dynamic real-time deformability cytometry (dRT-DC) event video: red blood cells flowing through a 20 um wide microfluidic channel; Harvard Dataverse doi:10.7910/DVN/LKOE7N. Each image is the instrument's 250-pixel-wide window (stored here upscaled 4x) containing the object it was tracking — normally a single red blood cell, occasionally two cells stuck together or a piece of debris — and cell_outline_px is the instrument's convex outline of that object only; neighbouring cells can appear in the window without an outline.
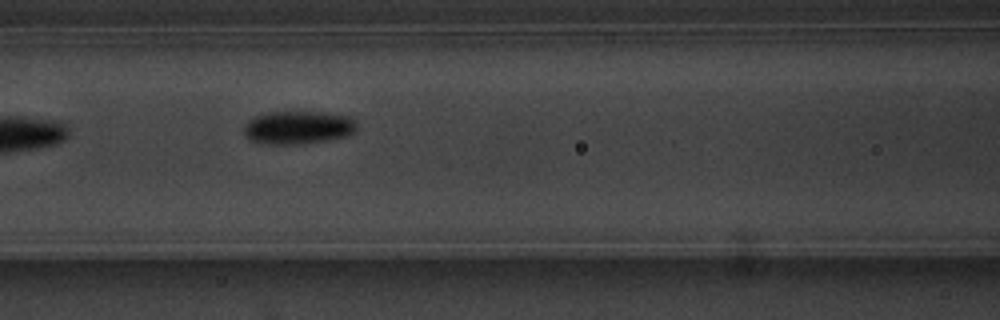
{"species": "common noctule bat (a hibernating species)", "species_latin": "Nyctalus noctula", "temperature_condition": "warm", "stored_images_in_passage": 12, "camera_frame_rate_fps": 3000, "um_per_image_px": 0.085, "animal": {"sex": "male", "body_mass_g": 20.1, "forearm_length_mm": 53.5}, "frame": {"image": 1, "passage_image": 4, "time_ms": 3.333, "image_size_px": [1000, 320], "cell_outline_px": [[356, 132], [344, 136], [324, 140], [296, 144], [264, 144], [252, 140], [244, 136], [244, 124], [248, 120], [256, 116], [272, 112], [320, 112], [348, 116], [356, 120]], "centroid_in_image_um": [25.32, 10.83], "position_along_channel_um": 141.3, "area_um2": 21.62}, "authors_computed_cell_mechanics": {"area_um2": 21.097, "velocity_mm_per_s": 3.6027, "shape_relaxation_time_tau1_ms": 4.3713, "shape_relaxation_time_tau2_ms": null, "deformation_change_tau1": 0.1047, "deformation_change_tau2": null}}